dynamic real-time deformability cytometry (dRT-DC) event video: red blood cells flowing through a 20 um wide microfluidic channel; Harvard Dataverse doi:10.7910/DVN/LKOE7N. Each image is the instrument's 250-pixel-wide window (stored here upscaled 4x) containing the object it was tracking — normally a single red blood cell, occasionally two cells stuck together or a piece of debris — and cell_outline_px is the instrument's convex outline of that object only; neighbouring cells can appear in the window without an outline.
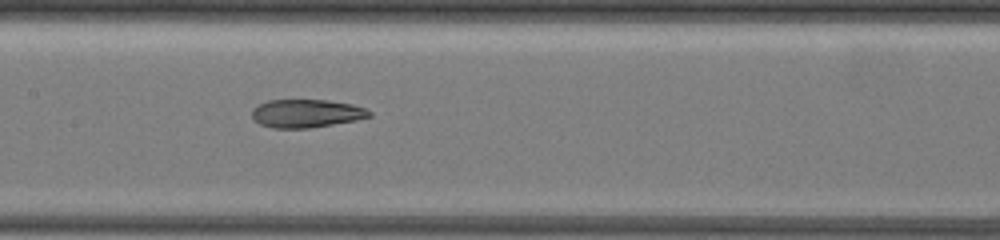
{"species": "common noctule bat (a hibernating species)", "species_latin": "Nyctalus noctula", "temperature_condition": "warm", "stored_images_in_passage": 13, "camera_frame_rate_fps": 3000, "um_per_image_px": 0.085, "animal": {"sex": "female", "body_mass_g": 19.5, "forearm_length_mm": 54.1}, "frame": {"image": 1, "passage_image": 10, "time_ms": 3.0, "image_size_px": [1000, 240], "cell_outline_px": [[372, 116], [356, 120], [308, 128], [272, 128], [260, 124], [252, 116], [252, 108], [268, 100], [328, 100], [352, 104], [364, 108], [372, 112]], "centroid_in_image_um": [26.04, 9.64], "position_along_channel_um": 181.4, "area_um2": 19.19}}